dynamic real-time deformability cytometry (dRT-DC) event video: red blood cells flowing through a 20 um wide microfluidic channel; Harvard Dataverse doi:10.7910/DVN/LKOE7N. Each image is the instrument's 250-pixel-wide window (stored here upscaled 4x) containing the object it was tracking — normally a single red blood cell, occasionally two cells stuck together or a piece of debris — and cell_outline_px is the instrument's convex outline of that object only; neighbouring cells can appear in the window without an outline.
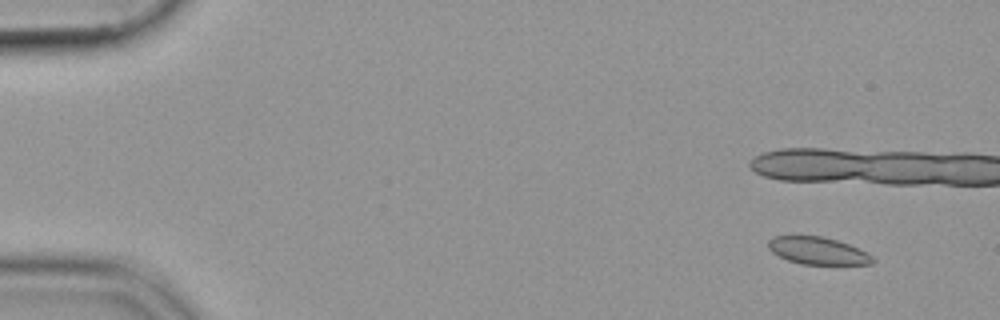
{"species": "common noctule bat (a hibernating species)", "species_latin": "Nyctalus noctula", "temperature_condition": "cold", "stored_images_in_passage": 15, "camera_frame_rate_fps": 3000, "um_per_image_px": 0.085, "animal": {"sex": "female", "body_mass_g": 19.9}, "frame": {"image": 1, "passage_image": 5, "time_ms": 1.333, "image_size_px": [1000, 320], "cell_outline_px": [[876, 260], [872, 264], [800, 264], [788, 260], [772, 252], [768, 248], [768, 240], [772, 236], [824, 236], [848, 244], [872, 256]], "centroid_in_image_um": [69.48, 21.31], "position_along_channel_um": 15.5, "area_um2": 16.47}}